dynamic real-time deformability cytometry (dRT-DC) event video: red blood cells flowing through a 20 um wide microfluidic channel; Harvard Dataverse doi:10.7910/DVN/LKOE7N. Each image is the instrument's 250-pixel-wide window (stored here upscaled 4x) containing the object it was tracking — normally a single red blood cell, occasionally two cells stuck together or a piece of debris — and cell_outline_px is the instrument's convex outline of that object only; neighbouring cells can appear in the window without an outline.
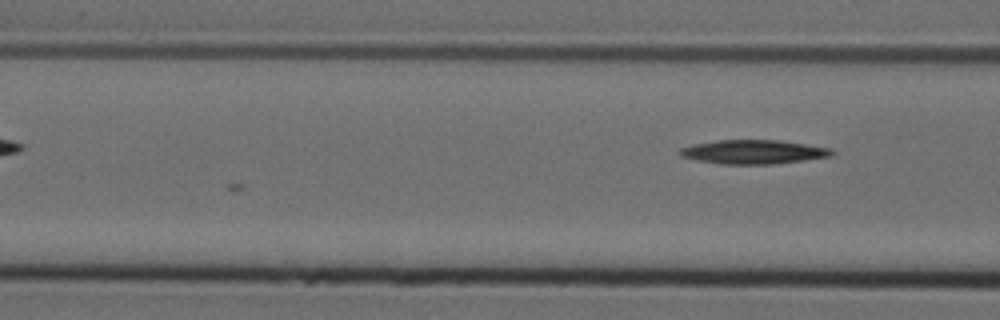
{"species": "Egyptian fruit bat (a non-hibernating species)", "species_latin": "Rousettus aegyptiacus", "temperature_condition": "cold", "stored_images_in_passage": 4, "camera_frame_rate_fps": 3000, "um_per_image_px": 0.085, "animal": {"sex": "female"}, "frame": {"image": 1, "passage_image": 4, "time_ms": 1.0, "image_size_px": [1000, 320], "cell_outline_px": [[836, 152], [832, 156], [804, 160], [772, 164], [720, 164], [696, 160], [680, 156], [676, 152], [680, 148], [692, 144], [716, 140], [780, 140], [832, 148]], "centroid_in_image_um": [64.02, 12.91], "position_along_channel_um": 102.6, "area_um2": 21.5}}